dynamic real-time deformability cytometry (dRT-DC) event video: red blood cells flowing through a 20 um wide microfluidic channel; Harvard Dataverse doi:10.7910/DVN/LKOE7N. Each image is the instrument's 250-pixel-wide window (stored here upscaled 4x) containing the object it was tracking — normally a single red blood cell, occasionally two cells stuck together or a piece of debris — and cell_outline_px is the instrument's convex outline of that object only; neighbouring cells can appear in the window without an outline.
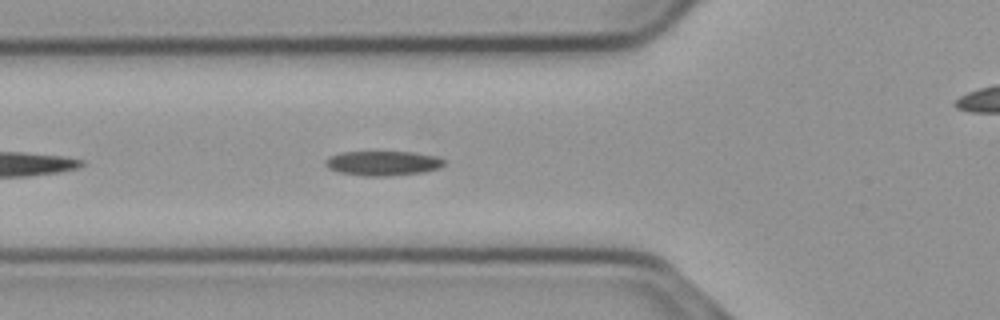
{"species": "common noctule bat (a hibernating species)", "species_latin": "Nyctalus noctula", "temperature_condition": "cold", "stored_images_in_passage": 13, "camera_frame_rate_fps": 3000, "um_per_image_px": 0.085, "animal": {"sex": "male", "body_mass_g": 23.1, "forearm_length_mm": 52.7}, "frame": {"image": 1, "passage_image": 6, "time_ms": 1.667, "image_size_px": [1000, 320], "cell_outline_px": [[444, 164], [440, 168], [424, 172], [384, 176], [364, 176], [340, 172], [328, 168], [324, 164], [324, 160], [328, 156], [340, 152], [412, 152], [440, 156], [444, 160]], "centroid_in_image_um": [32.54, 13.86], "position_along_channel_um": 93.3, "area_um2": 17.17}}
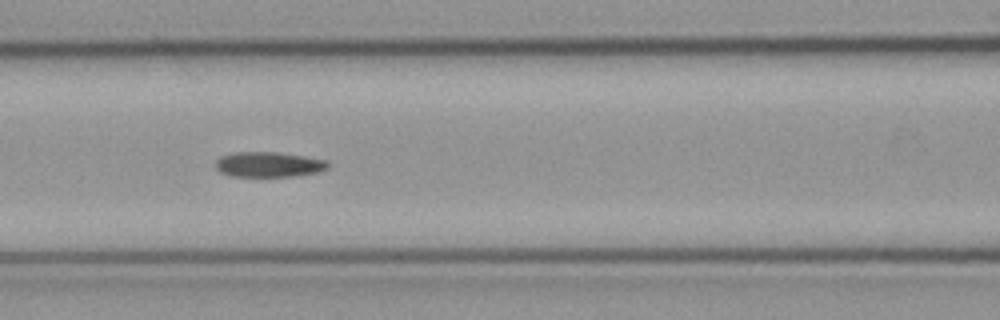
{"frame": {"image": 2, "passage_image": 10, "time_ms": 3.0, "image_size_px": [1000, 320], "cell_outline_px": [[328, 168], [320, 172], [292, 176], [232, 176], [220, 172], [216, 168], [216, 160], [220, 156], [236, 152], [276, 152], [304, 156], [328, 160]], "centroid_in_image_um": [22.85, 13.97], "position_along_channel_um": 143.7, "area_um2": 16.47}}